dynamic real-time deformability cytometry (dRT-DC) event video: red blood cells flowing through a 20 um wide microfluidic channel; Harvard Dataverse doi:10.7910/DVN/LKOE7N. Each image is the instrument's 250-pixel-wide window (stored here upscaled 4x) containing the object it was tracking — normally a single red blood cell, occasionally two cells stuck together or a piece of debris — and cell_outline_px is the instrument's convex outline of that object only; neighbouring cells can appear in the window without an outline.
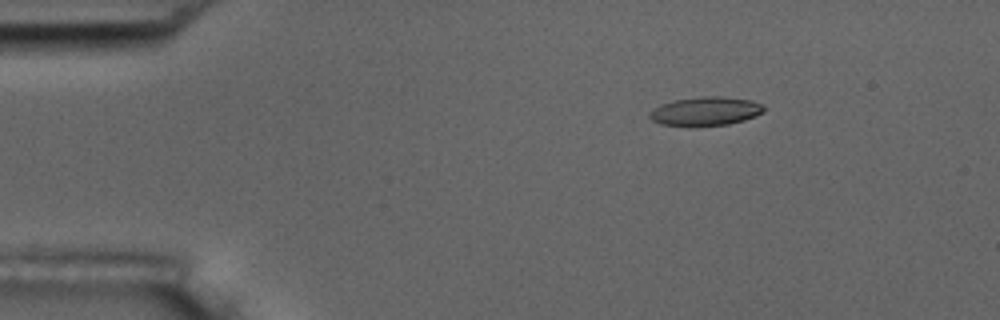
{"species": "common noctule bat (a hibernating species)", "species_latin": "Nyctalus noctula", "temperature_condition": "room temperature", "stored_images_in_passage": 5, "camera_frame_rate_fps": 3000, "um_per_image_px": 0.085, "animal": {"sex": "male", "body_mass_g": 17.5, "forearm_length_mm": 52.3}, "frame": {"image": 1, "passage_image": 3, "time_ms": 2.333, "image_size_px": [1000, 320], "cell_outline_px": [[764, 112], [756, 116], [744, 120], [728, 124], [696, 128], [692, 128], [660, 124], [652, 120], [648, 116], [660, 104], [676, 100], [704, 96], [720, 96], [752, 100], [764, 104]], "centroid_in_image_um": [60.0, 9.48], "position_along_channel_um": 25.0, "area_um2": 19.59}}